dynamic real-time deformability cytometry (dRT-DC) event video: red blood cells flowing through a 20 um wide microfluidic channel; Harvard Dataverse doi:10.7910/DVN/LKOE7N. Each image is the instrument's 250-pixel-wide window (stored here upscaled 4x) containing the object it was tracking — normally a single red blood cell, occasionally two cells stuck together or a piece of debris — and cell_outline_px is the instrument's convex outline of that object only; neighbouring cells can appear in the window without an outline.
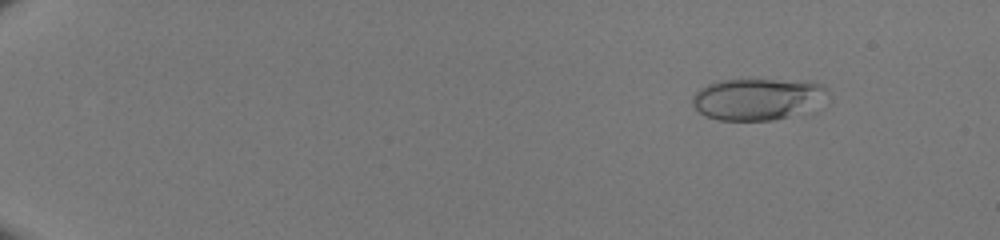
{"species": "human", "species_latin": "Homo sapiens", "temperature_condition": "room temperature", "stored_images_in_passage": 51, "camera_frame_rate_fps": 3000, "um_per_image_px": 0.085, "donor": {"sex": "male"}, "frame": {"image": 1, "passage_image": 7, "time_ms": 2.0, "image_size_px": [1000, 240], "cell_outline_px": [[832, 96], [828, 104], [788, 116], [772, 120], [716, 120], [704, 116], [692, 104], [692, 96], [700, 88], [708, 84], [720, 80], [812, 80], [824, 84], [828, 88]], "centroid_in_image_um": [64.54, 8.41], "position_along_channel_um": 20.5, "area_um2": 33.81}}
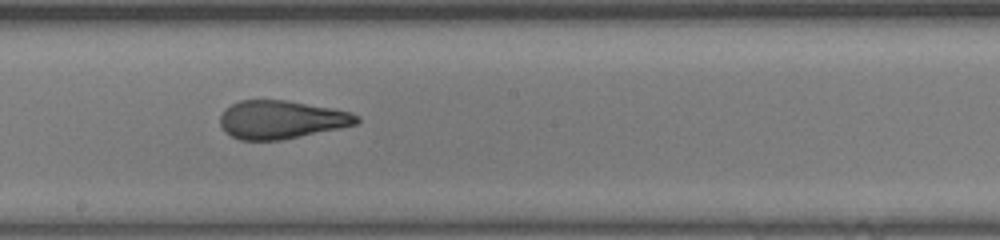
{"frame": {"image": 2, "passage_image": 32, "time_ms": 10.333, "image_size_px": [1000, 240], "cell_outline_px": [[360, 120], [356, 124], [280, 140], [240, 140], [224, 132], [220, 124], [220, 116], [224, 108], [240, 100], [284, 100], [332, 108], [352, 112], [360, 116]], "centroid_in_image_um": [23.87, 10.16], "position_along_channel_um": 224.3, "area_um2": 30.29}}
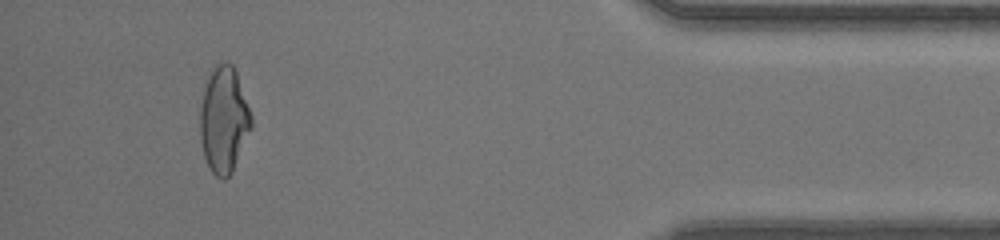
{"frame": {"image": 3, "passage_image": 48, "time_ms": 15.667, "image_size_px": [1000, 240], "cell_outline_px": [[252, 128], [232, 172], [224, 180], [216, 176], [212, 172], [204, 156], [200, 140], [200, 108], [204, 84], [212, 64], [224, 60], [232, 64], [236, 72], [252, 116]], "centroid_in_image_um": [19.01, 10.13], "position_along_channel_um": 416.2, "area_um2": 32.08}}